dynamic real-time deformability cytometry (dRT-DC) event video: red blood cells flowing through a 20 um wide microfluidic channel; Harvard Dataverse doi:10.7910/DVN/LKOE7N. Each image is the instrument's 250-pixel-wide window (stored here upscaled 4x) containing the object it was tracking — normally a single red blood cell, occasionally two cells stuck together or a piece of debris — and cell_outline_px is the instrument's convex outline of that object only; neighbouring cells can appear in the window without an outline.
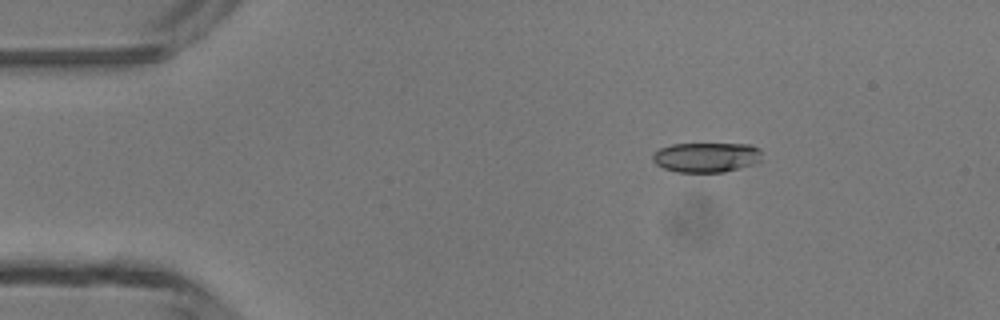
{"species": "common noctule bat (a hibernating species)", "species_latin": "Nyctalus noctula", "temperature_condition": "room temperature", "stored_images_in_passage": 5, "camera_frame_rate_fps": 3000, "um_per_image_px": 0.085, "animal": {"sex": "male", "body_mass_g": 13.3}, "frame": {"image": 1, "passage_image": 3, "time_ms": 2.333, "image_size_px": [1000, 320], "cell_outline_px": [[764, 160], [756, 164], [724, 172], [676, 172], [664, 168], [656, 164], [652, 160], [652, 152], [660, 148], [672, 144], [752, 144], [760, 148]], "centroid_in_image_um": [60.09, 13.37], "position_along_channel_um": 24.9, "area_um2": 19.42}}
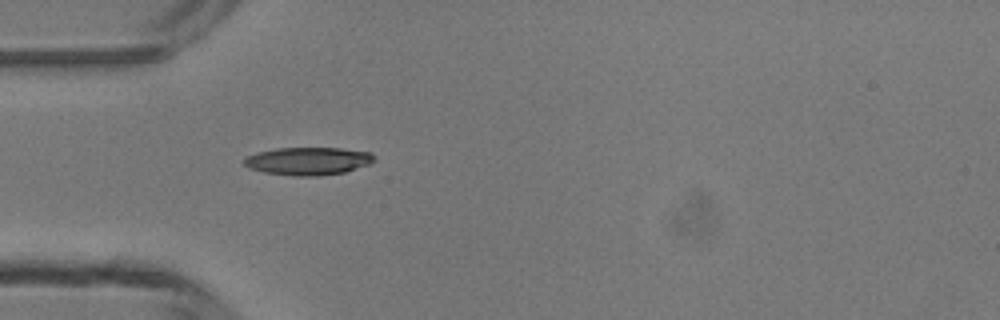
{"frame": {"image": 2, "passage_image": 5, "time_ms": 4.667, "image_size_px": [1000, 320], "cell_outline_px": [[376, 160], [368, 164], [344, 172], [320, 176], [292, 176], [264, 172], [248, 168], [244, 164], [244, 160], [248, 156], [256, 152], [276, 148], [340, 148], [372, 152], [376, 156]], "centroid_in_image_um": [26.2, 13.69], "position_along_channel_um": 58.8, "area_um2": 21.21}}